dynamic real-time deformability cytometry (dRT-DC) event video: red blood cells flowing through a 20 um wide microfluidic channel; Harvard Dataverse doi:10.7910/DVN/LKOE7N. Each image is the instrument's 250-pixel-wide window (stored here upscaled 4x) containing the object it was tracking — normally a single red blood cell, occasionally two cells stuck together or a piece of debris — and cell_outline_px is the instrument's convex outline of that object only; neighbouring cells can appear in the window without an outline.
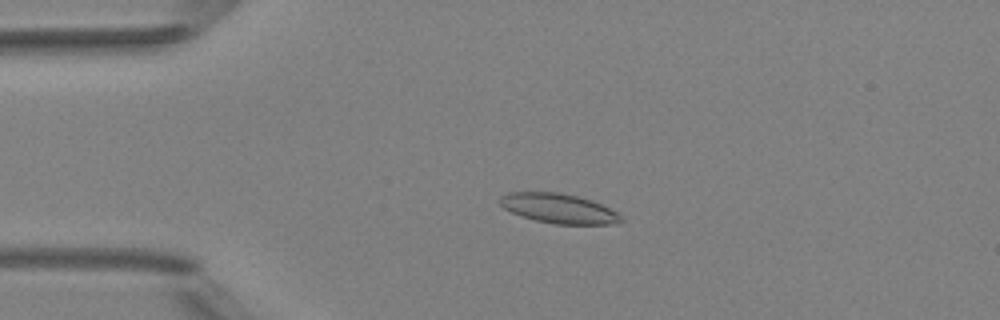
{"species": "Egyptian fruit bat (a non-hibernating species)", "species_latin": "Rousettus aegyptiacus", "temperature_condition": "room temperature", "stored_images_in_passage": 3, "camera_frame_rate_fps": 3000, "um_per_image_px": 0.085, "animal": {"sex": "female"}, "frame": {"image": 1, "passage_image": 3, "time_ms": 2.333, "image_size_px": [1000, 320], "cell_outline_px": [[624, 220], [616, 224], [556, 224], [536, 220], [520, 216], [504, 208], [500, 204], [500, 196], [508, 192], [560, 192], [576, 196], [600, 204], [616, 212]], "centroid_in_image_um": [47.46, 17.72], "position_along_channel_um": 37.5, "area_um2": 20.69}}